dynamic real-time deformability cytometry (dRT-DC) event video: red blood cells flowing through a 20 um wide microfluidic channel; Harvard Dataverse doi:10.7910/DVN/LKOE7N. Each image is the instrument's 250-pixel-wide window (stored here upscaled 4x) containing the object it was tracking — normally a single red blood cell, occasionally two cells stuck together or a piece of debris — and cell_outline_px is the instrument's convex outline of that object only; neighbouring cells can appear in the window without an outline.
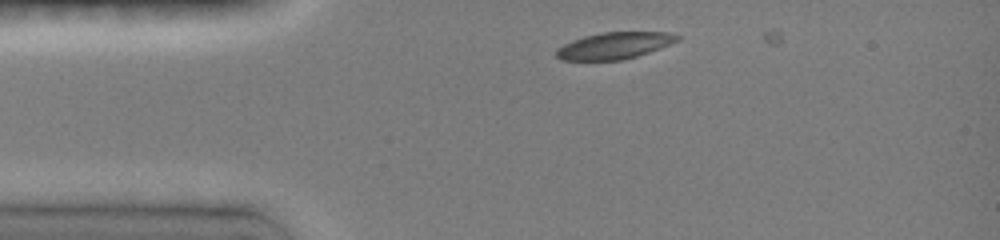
{"species": "common noctule bat (a hibernating species)", "species_latin": "Nyctalus noctula", "temperature_condition": "room temperature", "stored_images_in_passage": 7, "camera_frame_rate_fps": 3000, "um_per_image_px": 0.085, "animal": {"sex": "female", "body_mass_g": 19.0, "forearm_length_mm": 51.5}, "frame": {"image": 1, "passage_image": 2, "time_ms": 0.667, "image_size_px": [1000, 240], "cell_outline_px": [[680, 40], [660, 48], [636, 56], [620, 60], [560, 60], [556, 56], [556, 48], [572, 40], [584, 36], [600, 32], [668, 32], [680, 36]], "centroid_in_image_um": [52.2, 3.87], "position_along_channel_um": 32.8, "area_um2": 18.79}}
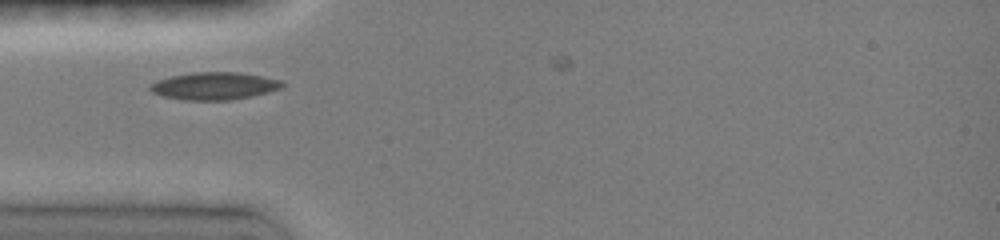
{"frame": {"image": 2, "passage_image": 5, "time_ms": 2.333, "image_size_px": [1000, 240], "cell_outline_px": [[284, 84], [280, 88], [252, 96], [228, 100], [184, 100], [160, 96], [152, 92], [148, 88], [148, 84], [156, 80], [172, 76], [192, 72], [240, 72], [280, 80]], "centroid_in_image_um": [18.13, 7.3], "position_along_channel_um": 66.9, "area_um2": 21.15}}